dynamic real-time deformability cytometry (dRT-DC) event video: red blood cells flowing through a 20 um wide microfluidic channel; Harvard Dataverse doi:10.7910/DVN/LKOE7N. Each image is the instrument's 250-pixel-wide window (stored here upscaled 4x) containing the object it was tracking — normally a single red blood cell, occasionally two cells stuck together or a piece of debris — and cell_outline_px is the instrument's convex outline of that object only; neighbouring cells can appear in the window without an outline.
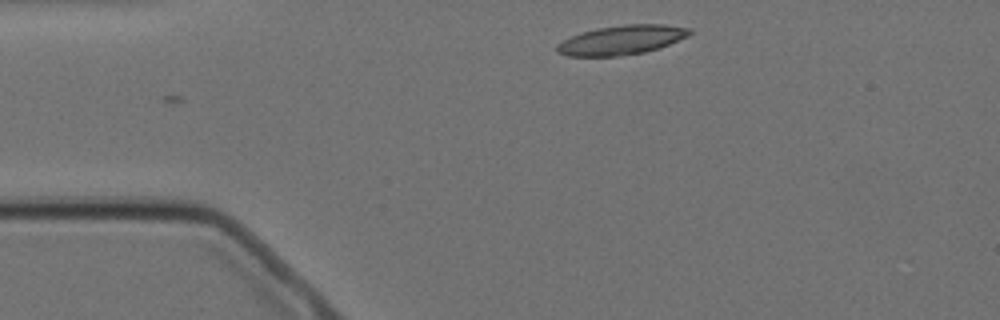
{"species": "Egyptian fruit bat (a non-hibernating species)", "species_latin": "Rousettus aegyptiacus", "temperature_condition": "cold", "stored_images_in_passage": 2, "camera_frame_rate_fps": 3000, "um_per_image_px": 0.085, "animal": {"sex": "female"}, "frame": {"image": 1, "passage_image": 1, "time_ms": 0.0, "image_size_px": [1000, 320], "cell_outline_px": [[692, 32], [688, 36], [668, 44], [644, 52], [620, 56], [568, 56], [556, 52], [556, 44], [580, 32], [596, 28], [624, 24], [664, 24], [692, 28]], "centroid_in_image_um": [52.82, 3.39], "position_along_channel_um": 32.2, "area_um2": 22.66}}